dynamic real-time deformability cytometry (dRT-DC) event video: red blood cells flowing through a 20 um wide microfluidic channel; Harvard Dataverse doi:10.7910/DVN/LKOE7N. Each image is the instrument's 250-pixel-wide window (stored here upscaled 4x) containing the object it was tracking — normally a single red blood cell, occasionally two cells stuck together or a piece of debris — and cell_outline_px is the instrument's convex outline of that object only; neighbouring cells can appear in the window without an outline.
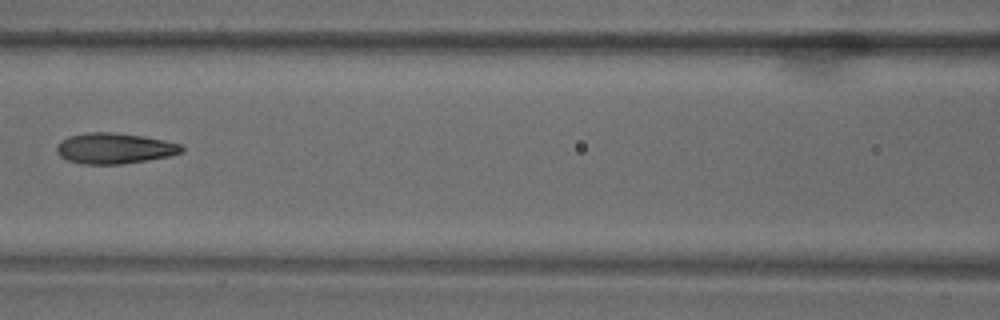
{"species": "common noctule bat (a hibernating species)", "species_latin": "Nyctalus noctula", "temperature_condition": "warm", "stored_images_in_passage": 14, "camera_frame_rate_fps": 3000, "um_per_image_px": 0.085, "animal": {"sex": "male", "body_mass_g": 18.8}, "frame": {"image": 1, "passage_image": 5, "time_ms": 1.333, "image_size_px": [1000, 320], "cell_outline_px": [[184, 152], [168, 156], [148, 160], [120, 164], [80, 164], [68, 160], [60, 156], [56, 152], [56, 144], [60, 140], [68, 136], [84, 132], [112, 132], [144, 136], [164, 140], [180, 144], [184, 148]], "centroid_in_image_um": [9.69, 12.6], "position_along_channel_um": 156.9, "area_um2": 22.6}}
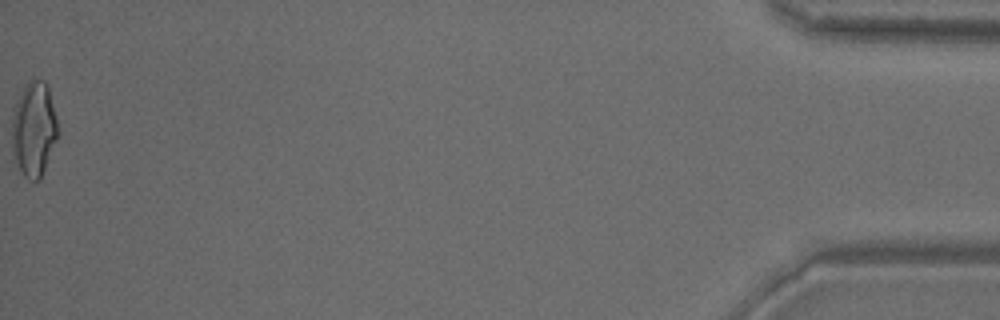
{"frame": {"image": 2, "passage_image": 14, "time_ms": 4.333, "image_size_px": [1000, 320], "cell_outline_px": [[56, 140], [40, 180], [28, 180], [24, 176], [12, 156], [12, 120], [16, 104], [24, 84], [28, 80], [44, 80], [48, 84], [56, 116]], "centroid_in_image_um": [2.86, 10.97], "position_along_channel_um": 432.3, "area_um2": 25.2}}